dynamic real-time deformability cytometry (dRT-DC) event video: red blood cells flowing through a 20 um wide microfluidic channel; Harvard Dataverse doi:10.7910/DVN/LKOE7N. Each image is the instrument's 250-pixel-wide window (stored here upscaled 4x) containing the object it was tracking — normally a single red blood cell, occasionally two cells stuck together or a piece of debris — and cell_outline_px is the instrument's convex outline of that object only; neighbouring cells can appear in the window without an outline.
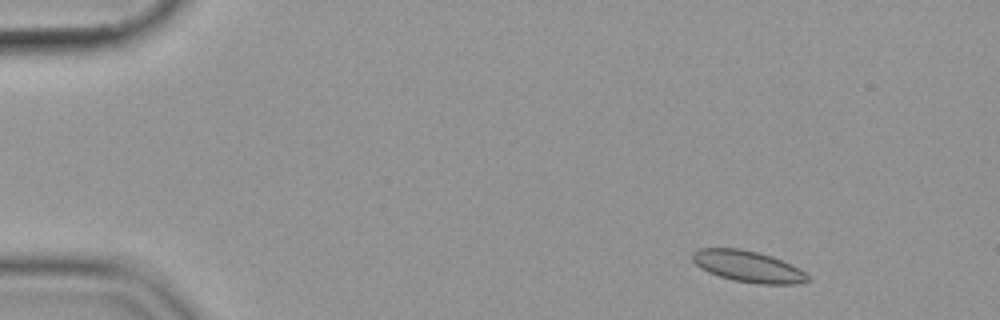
{"species": "common noctule bat (a hibernating species)", "species_latin": "Nyctalus noctula", "temperature_condition": "cold", "stored_images_in_passage": 53, "camera_frame_rate_fps": 3000, "um_per_image_px": 0.085, "animal": {"sex": "female", "body_mass_g": 19.9}, "frame": {"image": 1, "passage_image": 5, "time_ms": 1.333, "image_size_px": [1000, 320], "cell_outline_px": [[812, 280], [796, 284], [756, 284], [732, 280], [708, 272], [700, 268], [692, 260], [692, 252], [700, 248], [740, 248], [772, 256], [812, 276]], "centroid_in_image_um": [63.57, 22.66], "position_along_channel_um": 21.4, "area_um2": 21.04}}
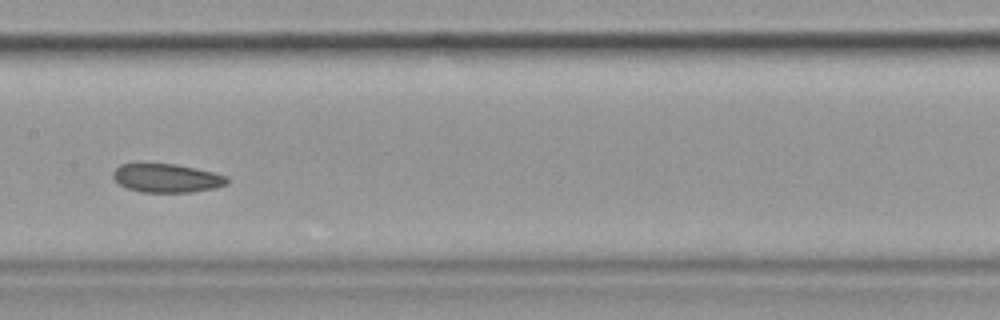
{"frame": {"image": 2, "passage_image": 27, "time_ms": 8.667, "image_size_px": [1000, 320], "cell_outline_px": [[228, 184], [216, 188], [192, 192], [140, 192], [128, 188], [120, 184], [112, 176], [112, 172], [120, 164], [176, 164], [212, 172], [228, 176]], "centroid_in_image_um": [14.19, 15.14], "position_along_channel_um": 193.2, "area_um2": 18.96}}
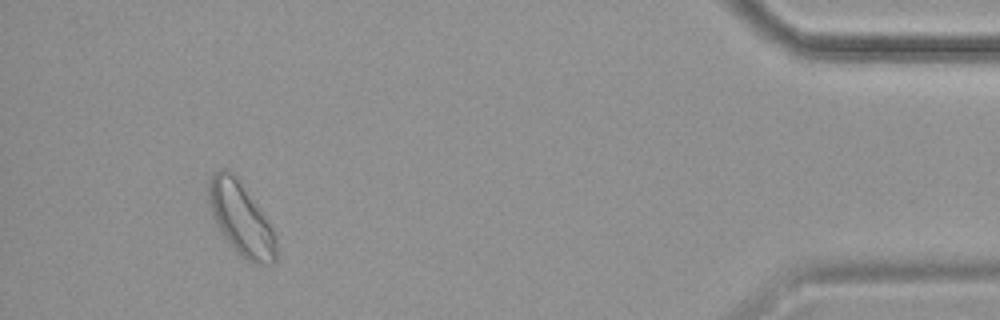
{"frame": {"image": 3, "passage_image": 50, "time_ms": 16.333, "image_size_px": [1000, 320], "cell_outline_px": [[276, 260], [272, 264], [256, 264], [248, 260], [232, 248], [216, 224], [212, 216], [208, 200], [208, 180], [220, 168], [228, 168], [240, 180], [272, 224], [276, 236]], "centroid_in_image_um": [20.5, 18.57], "position_along_channel_um": 414.7, "area_um2": 29.02}}